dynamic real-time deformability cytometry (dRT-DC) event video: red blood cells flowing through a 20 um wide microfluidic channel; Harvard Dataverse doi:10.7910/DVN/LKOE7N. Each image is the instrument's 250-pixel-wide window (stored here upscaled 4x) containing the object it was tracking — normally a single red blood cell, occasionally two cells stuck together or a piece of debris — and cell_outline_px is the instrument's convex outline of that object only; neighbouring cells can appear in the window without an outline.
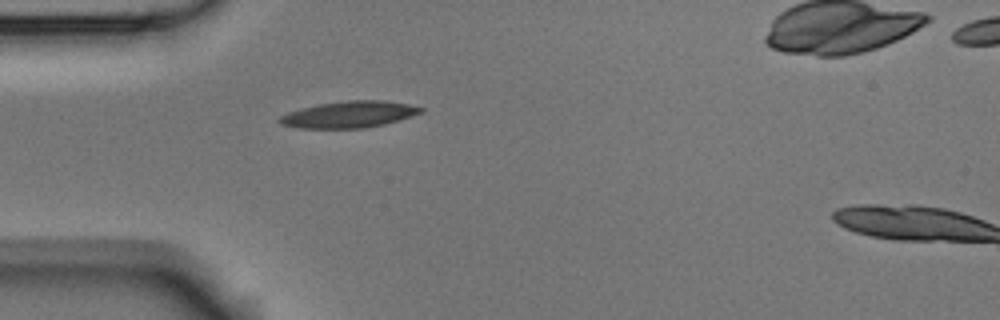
{"species": "Egyptian fruit bat (a non-hibernating species)", "species_latin": "Rousettus aegyptiacus", "temperature_condition": "room temperature", "stored_images_in_passage": 2, "camera_frame_rate_fps": 3000, "um_per_image_px": 0.085, "animal": {"sex": "male"}, "frame": {"image": 1, "passage_image": 1, "time_ms": 0.0, "image_size_px": [1000, 320], "cell_outline_px": [[424, 112], [384, 124], [364, 128], [300, 128], [280, 124], [276, 120], [280, 116], [288, 112], [300, 108], [320, 104], [348, 100], [384, 100], [408, 104], [424, 108]], "centroid_in_image_um": [29.65, 9.73], "position_along_channel_um": 55.3, "area_um2": 21.79}}